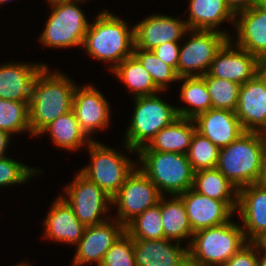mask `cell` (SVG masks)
<instances>
[{"label": "cell", "instance_id": "1", "mask_svg": "<svg viewBox=\"0 0 266 266\" xmlns=\"http://www.w3.org/2000/svg\"><path fill=\"white\" fill-rule=\"evenodd\" d=\"M46 65L36 77L29 102L31 136L40 132L56 118L70 112L76 84L65 73L51 72ZM50 71V72H49Z\"/></svg>", "mask_w": 266, "mask_h": 266}, {"label": "cell", "instance_id": "2", "mask_svg": "<svg viewBox=\"0 0 266 266\" xmlns=\"http://www.w3.org/2000/svg\"><path fill=\"white\" fill-rule=\"evenodd\" d=\"M95 22H90L82 48L95 59L112 63L113 71L124 59L133 55L134 26L108 11H100Z\"/></svg>", "mask_w": 266, "mask_h": 266}, {"label": "cell", "instance_id": "3", "mask_svg": "<svg viewBox=\"0 0 266 266\" xmlns=\"http://www.w3.org/2000/svg\"><path fill=\"white\" fill-rule=\"evenodd\" d=\"M265 153L261 133L245 131L219 149L216 168L239 190L257 182Z\"/></svg>", "mask_w": 266, "mask_h": 266}, {"label": "cell", "instance_id": "4", "mask_svg": "<svg viewBox=\"0 0 266 266\" xmlns=\"http://www.w3.org/2000/svg\"><path fill=\"white\" fill-rule=\"evenodd\" d=\"M188 242L189 266H223L248 241L241 225L228 221L193 233Z\"/></svg>", "mask_w": 266, "mask_h": 266}, {"label": "cell", "instance_id": "5", "mask_svg": "<svg viewBox=\"0 0 266 266\" xmlns=\"http://www.w3.org/2000/svg\"><path fill=\"white\" fill-rule=\"evenodd\" d=\"M139 167L160 193L180 195L193 187L194 170L187 154L138 150Z\"/></svg>", "mask_w": 266, "mask_h": 266}, {"label": "cell", "instance_id": "6", "mask_svg": "<svg viewBox=\"0 0 266 266\" xmlns=\"http://www.w3.org/2000/svg\"><path fill=\"white\" fill-rule=\"evenodd\" d=\"M134 101L135 109L125 133L124 145L127 152L137 153L178 115L176 107L164 102L157 94L136 97Z\"/></svg>", "mask_w": 266, "mask_h": 266}, {"label": "cell", "instance_id": "7", "mask_svg": "<svg viewBox=\"0 0 266 266\" xmlns=\"http://www.w3.org/2000/svg\"><path fill=\"white\" fill-rule=\"evenodd\" d=\"M85 147L91 162L79 171L112 198L137 165L129 157L94 139Z\"/></svg>", "mask_w": 266, "mask_h": 266}, {"label": "cell", "instance_id": "8", "mask_svg": "<svg viewBox=\"0 0 266 266\" xmlns=\"http://www.w3.org/2000/svg\"><path fill=\"white\" fill-rule=\"evenodd\" d=\"M84 0L51 5V13L40 35L42 45L53 48L82 47L89 21L78 6Z\"/></svg>", "mask_w": 266, "mask_h": 266}, {"label": "cell", "instance_id": "9", "mask_svg": "<svg viewBox=\"0 0 266 266\" xmlns=\"http://www.w3.org/2000/svg\"><path fill=\"white\" fill-rule=\"evenodd\" d=\"M190 39L180 46L178 77L203 76L208 73L216 53L229 40L234 38L227 31L188 30ZM228 33V34H227Z\"/></svg>", "mask_w": 266, "mask_h": 266}, {"label": "cell", "instance_id": "10", "mask_svg": "<svg viewBox=\"0 0 266 266\" xmlns=\"http://www.w3.org/2000/svg\"><path fill=\"white\" fill-rule=\"evenodd\" d=\"M163 195L139 166L127 176L122 187L111 198L117 206V219L124 227L136 216L159 203Z\"/></svg>", "mask_w": 266, "mask_h": 266}, {"label": "cell", "instance_id": "11", "mask_svg": "<svg viewBox=\"0 0 266 266\" xmlns=\"http://www.w3.org/2000/svg\"><path fill=\"white\" fill-rule=\"evenodd\" d=\"M64 189L66 197L63 195L62 197L72 207L74 215L86 227L110 219L104 215L110 207L109 204L112 205L111 197L80 171L74 177L73 182Z\"/></svg>", "mask_w": 266, "mask_h": 266}, {"label": "cell", "instance_id": "12", "mask_svg": "<svg viewBox=\"0 0 266 266\" xmlns=\"http://www.w3.org/2000/svg\"><path fill=\"white\" fill-rule=\"evenodd\" d=\"M259 58L235 45L229 39L211 62L210 76L234 81L240 85L258 74Z\"/></svg>", "mask_w": 266, "mask_h": 266}, {"label": "cell", "instance_id": "13", "mask_svg": "<svg viewBox=\"0 0 266 266\" xmlns=\"http://www.w3.org/2000/svg\"><path fill=\"white\" fill-rule=\"evenodd\" d=\"M107 221L85 227L84 233L78 244L73 258L72 266H85L88 263H96L99 266L105 253L113 243L125 231V227L114 218Z\"/></svg>", "mask_w": 266, "mask_h": 266}, {"label": "cell", "instance_id": "14", "mask_svg": "<svg viewBox=\"0 0 266 266\" xmlns=\"http://www.w3.org/2000/svg\"><path fill=\"white\" fill-rule=\"evenodd\" d=\"M109 106L103 93L94 85L76 86L72 111L81 129L89 138L92 136L91 134L107 128L111 123Z\"/></svg>", "mask_w": 266, "mask_h": 266}, {"label": "cell", "instance_id": "15", "mask_svg": "<svg viewBox=\"0 0 266 266\" xmlns=\"http://www.w3.org/2000/svg\"><path fill=\"white\" fill-rule=\"evenodd\" d=\"M188 30L185 20L152 14L134 25V48L153 50L165 42H180Z\"/></svg>", "mask_w": 266, "mask_h": 266}, {"label": "cell", "instance_id": "16", "mask_svg": "<svg viewBox=\"0 0 266 266\" xmlns=\"http://www.w3.org/2000/svg\"><path fill=\"white\" fill-rule=\"evenodd\" d=\"M178 196L185 205L188 221L194 233L225 224L235 214L224 201L199 194L193 188Z\"/></svg>", "mask_w": 266, "mask_h": 266}, {"label": "cell", "instance_id": "17", "mask_svg": "<svg viewBox=\"0 0 266 266\" xmlns=\"http://www.w3.org/2000/svg\"><path fill=\"white\" fill-rule=\"evenodd\" d=\"M235 114L244 131L261 133L266 127V83L259 74L241 85Z\"/></svg>", "mask_w": 266, "mask_h": 266}, {"label": "cell", "instance_id": "18", "mask_svg": "<svg viewBox=\"0 0 266 266\" xmlns=\"http://www.w3.org/2000/svg\"><path fill=\"white\" fill-rule=\"evenodd\" d=\"M234 26L238 33L235 45L258 58L266 57V6L263 3L235 14Z\"/></svg>", "mask_w": 266, "mask_h": 266}, {"label": "cell", "instance_id": "19", "mask_svg": "<svg viewBox=\"0 0 266 266\" xmlns=\"http://www.w3.org/2000/svg\"><path fill=\"white\" fill-rule=\"evenodd\" d=\"M46 65L17 61L0 64V99L30 102L34 81Z\"/></svg>", "mask_w": 266, "mask_h": 266}, {"label": "cell", "instance_id": "20", "mask_svg": "<svg viewBox=\"0 0 266 266\" xmlns=\"http://www.w3.org/2000/svg\"><path fill=\"white\" fill-rule=\"evenodd\" d=\"M162 239H133L136 266H189L188 247Z\"/></svg>", "mask_w": 266, "mask_h": 266}, {"label": "cell", "instance_id": "21", "mask_svg": "<svg viewBox=\"0 0 266 266\" xmlns=\"http://www.w3.org/2000/svg\"><path fill=\"white\" fill-rule=\"evenodd\" d=\"M193 120L196 131L210 139L218 148L228 146L245 132L235 111L212 108Z\"/></svg>", "mask_w": 266, "mask_h": 266}, {"label": "cell", "instance_id": "22", "mask_svg": "<svg viewBox=\"0 0 266 266\" xmlns=\"http://www.w3.org/2000/svg\"><path fill=\"white\" fill-rule=\"evenodd\" d=\"M52 203L44 219V239L77 245L86 226L74 215L72 207L61 195Z\"/></svg>", "mask_w": 266, "mask_h": 266}, {"label": "cell", "instance_id": "23", "mask_svg": "<svg viewBox=\"0 0 266 266\" xmlns=\"http://www.w3.org/2000/svg\"><path fill=\"white\" fill-rule=\"evenodd\" d=\"M236 212L247 241L266 231V188L256 183L240 188Z\"/></svg>", "mask_w": 266, "mask_h": 266}, {"label": "cell", "instance_id": "24", "mask_svg": "<svg viewBox=\"0 0 266 266\" xmlns=\"http://www.w3.org/2000/svg\"><path fill=\"white\" fill-rule=\"evenodd\" d=\"M195 131L196 125L193 119L178 117L156 133L150 142L139 150L187 154Z\"/></svg>", "mask_w": 266, "mask_h": 266}, {"label": "cell", "instance_id": "25", "mask_svg": "<svg viewBox=\"0 0 266 266\" xmlns=\"http://www.w3.org/2000/svg\"><path fill=\"white\" fill-rule=\"evenodd\" d=\"M190 11L185 20L192 30H214L223 22L234 25L235 14L226 5L225 0H189Z\"/></svg>", "mask_w": 266, "mask_h": 266}, {"label": "cell", "instance_id": "26", "mask_svg": "<svg viewBox=\"0 0 266 266\" xmlns=\"http://www.w3.org/2000/svg\"><path fill=\"white\" fill-rule=\"evenodd\" d=\"M192 188L199 194L224 201L236 212L238 189L217 168L194 172Z\"/></svg>", "mask_w": 266, "mask_h": 266}, {"label": "cell", "instance_id": "27", "mask_svg": "<svg viewBox=\"0 0 266 266\" xmlns=\"http://www.w3.org/2000/svg\"><path fill=\"white\" fill-rule=\"evenodd\" d=\"M44 133H48L57 147L68 151H76L84 144L88 146L93 140L81 129L72 110L48 124L39 135L43 136Z\"/></svg>", "mask_w": 266, "mask_h": 266}, {"label": "cell", "instance_id": "28", "mask_svg": "<svg viewBox=\"0 0 266 266\" xmlns=\"http://www.w3.org/2000/svg\"><path fill=\"white\" fill-rule=\"evenodd\" d=\"M161 219L164 230V238L176 242H182L193 236L185 205L178 195H172L166 201L165 195L160 199Z\"/></svg>", "mask_w": 266, "mask_h": 266}, {"label": "cell", "instance_id": "29", "mask_svg": "<svg viewBox=\"0 0 266 266\" xmlns=\"http://www.w3.org/2000/svg\"><path fill=\"white\" fill-rule=\"evenodd\" d=\"M180 98L189 107H176L178 117L195 119L198 115L212 109V102L206 82L202 76L180 77Z\"/></svg>", "mask_w": 266, "mask_h": 266}, {"label": "cell", "instance_id": "30", "mask_svg": "<svg viewBox=\"0 0 266 266\" xmlns=\"http://www.w3.org/2000/svg\"><path fill=\"white\" fill-rule=\"evenodd\" d=\"M112 73L133 93V98L162 92L155 85L149 72L133 55L124 59Z\"/></svg>", "mask_w": 266, "mask_h": 266}, {"label": "cell", "instance_id": "31", "mask_svg": "<svg viewBox=\"0 0 266 266\" xmlns=\"http://www.w3.org/2000/svg\"><path fill=\"white\" fill-rule=\"evenodd\" d=\"M125 231L133 239L156 240L164 238L160 201L131 220L125 226Z\"/></svg>", "mask_w": 266, "mask_h": 266}, {"label": "cell", "instance_id": "32", "mask_svg": "<svg viewBox=\"0 0 266 266\" xmlns=\"http://www.w3.org/2000/svg\"><path fill=\"white\" fill-rule=\"evenodd\" d=\"M210 94L212 108L236 111L241 85L230 80L210 76H202Z\"/></svg>", "mask_w": 266, "mask_h": 266}, {"label": "cell", "instance_id": "33", "mask_svg": "<svg viewBox=\"0 0 266 266\" xmlns=\"http://www.w3.org/2000/svg\"><path fill=\"white\" fill-rule=\"evenodd\" d=\"M0 129L12 134L29 132V102L0 99Z\"/></svg>", "mask_w": 266, "mask_h": 266}, {"label": "cell", "instance_id": "34", "mask_svg": "<svg viewBox=\"0 0 266 266\" xmlns=\"http://www.w3.org/2000/svg\"><path fill=\"white\" fill-rule=\"evenodd\" d=\"M133 56L149 72L155 85L161 91H165L169 83L178 82L179 77L176 71L158 58L152 50L134 48Z\"/></svg>", "mask_w": 266, "mask_h": 266}, {"label": "cell", "instance_id": "35", "mask_svg": "<svg viewBox=\"0 0 266 266\" xmlns=\"http://www.w3.org/2000/svg\"><path fill=\"white\" fill-rule=\"evenodd\" d=\"M219 149L210 139L195 131L187 153L188 160L194 172L216 168Z\"/></svg>", "mask_w": 266, "mask_h": 266}, {"label": "cell", "instance_id": "36", "mask_svg": "<svg viewBox=\"0 0 266 266\" xmlns=\"http://www.w3.org/2000/svg\"><path fill=\"white\" fill-rule=\"evenodd\" d=\"M99 266H136L133 238L124 231L105 253Z\"/></svg>", "mask_w": 266, "mask_h": 266}, {"label": "cell", "instance_id": "37", "mask_svg": "<svg viewBox=\"0 0 266 266\" xmlns=\"http://www.w3.org/2000/svg\"><path fill=\"white\" fill-rule=\"evenodd\" d=\"M42 172L34 167L5 157L0 159V188L26 183L34 174Z\"/></svg>", "mask_w": 266, "mask_h": 266}, {"label": "cell", "instance_id": "38", "mask_svg": "<svg viewBox=\"0 0 266 266\" xmlns=\"http://www.w3.org/2000/svg\"><path fill=\"white\" fill-rule=\"evenodd\" d=\"M258 252L254 245L248 241L223 266H257Z\"/></svg>", "mask_w": 266, "mask_h": 266}, {"label": "cell", "instance_id": "39", "mask_svg": "<svg viewBox=\"0 0 266 266\" xmlns=\"http://www.w3.org/2000/svg\"><path fill=\"white\" fill-rule=\"evenodd\" d=\"M178 43L179 42H165L152 50L158 58L171 66L176 73L180 53V44Z\"/></svg>", "mask_w": 266, "mask_h": 266}, {"label": "cell", "instance_id": "40", "mask_svg": "<svg viewBox=\"0 0 266 266\" xmlns=\"http://www.w3.org/2000/svg\"><path fill=\"white\" fill-rule=\"evenodd\" d=\"M225 2L234 14L249 9L256 4V0H225Z\"/></svg>", "mask_w": 266, "mask_h": 266}, {"label": "cell", "instance_id": "41", "mask_svg": "<svg viewBox=\"0 0 266 266\" xmlns=\"http://www.w3.org/2000/svg\"><path fill=\"white\" fill-rule=\"evenodd\" d=\"M11 134L7 131L0 129V159H3L6 156L5 152L7 150V146H9V143L11 141Z\"/></svg>", "mask_w": 266, "mask_h": 266}, {"label": "cell", "instance_id": "42", "mask_svg": "<svg viewBox=\"0 0 266 266\" xmlns=\"http://www.w3.org/2000/svg\"><path fill=\"white\" fill-rule=\"evenodd\" d=\"M250 242L257 249V252L266 253V231L261 232L260 234H258Z\"/></svg>", "mask_w": 266, "mask_h": 266}, {"label": "cell", "instance_id": "43", "mask_svg": "<svg viewBox=\"0 0 266 266\" xmlns=\"http://www.w3.org/2000/svg\"><path fill=\"white\" fill-rule=\"evenodd\" d=\"M256 184L263 188H266V153L262 160L261 171Z\"/></svg>", "mask_w": 266, "mask_h": 266}, {"label": "cell", "instance_id": "44", "mask_svg": "<svg viewBox=\"0 0 266 266\" xmlns=\"http://www.w3.org/2000/svg\"><path fill=\"white\" fill-rule=\"evenodd\" d=\"M258 74L266 83V57L259 58Z\"/></svg>", "mask_w": 266, "mask_h": 266}, {"label": "cell", "instance_id": "45", "mask_svg": "<svg viewBox=\"0 0 266 266\" xmlns=\"http://www.w3.org/2000/svg\"><path fill=\"white\" fill-rule=\"evenodd\" d=\"M261 254H264V255H261ZM257 266H266V253L258 252Z\"/></svg>", "mask_w": 266, "mask_h": 266}, {"label": "cell", "instance_id": "46", "mask_svg": "<svg viewBox=\"0 0 266 266\" xmlns=\"http://www.w3.org/2000/svg\"><path fill=\"white\" fill-rule=\"evenodd\" d=\"M49 3V6L54 5V4H58V3H64V2H71L74 0H47Z\"/></svg>", "mask_w": 266, "mask_h": 266}, {"label": "cell", "instance_id": "47", "mask_svg": "<svg viewBox=\"0 0 266 266\" xmlns=\"http://www.w3.org/2000/svg\"><path fill=\"white\" fill-rule=\"evenodd\" d=\"M261 135L266 147V127L261 131Z\"/></svg>", "mask_w": 266, "mask_h": 266}, {"label": "cell", "instance_id": "48", "mask_svg": "<svg viewBox=\"0 0 266 266\" xmlns=\"http://www.w3.org/2000/svg\"><path fill=\"white\" fill-rule=\"evenodd\" d=\"M31 264H28L27 262H22L19 264H16L15 266H30Z\"/></svg>", "mask_w": 266, "mask_h": 266}, {"label": "cell", "instance_id": "49", "mask_svg": "<svg viewBox=\"0 0 266 266\" xmlns=\"http://www.w3.org/2000/svg\"><path fill=\"white\" fill-rule=\"evenodd\" d=\"M9 1H12V0H0V5H3L4 3L9 2Z\"/></svg>", "mask_w": 266, "mask_h": 266}, {"label": "cell", "instance_id": "50", "mask_svg": "<svg viewBox=\"0 0 266 266\" xmlns=\"http://www.w3.org/2000/svg\"><path fill=\"white\" fill-rule=\"evenodd\" d=\"M265 0H256V3H263Z\"/></svg>", "mask_w": 266, "mask_h": 266}]
</instances>
